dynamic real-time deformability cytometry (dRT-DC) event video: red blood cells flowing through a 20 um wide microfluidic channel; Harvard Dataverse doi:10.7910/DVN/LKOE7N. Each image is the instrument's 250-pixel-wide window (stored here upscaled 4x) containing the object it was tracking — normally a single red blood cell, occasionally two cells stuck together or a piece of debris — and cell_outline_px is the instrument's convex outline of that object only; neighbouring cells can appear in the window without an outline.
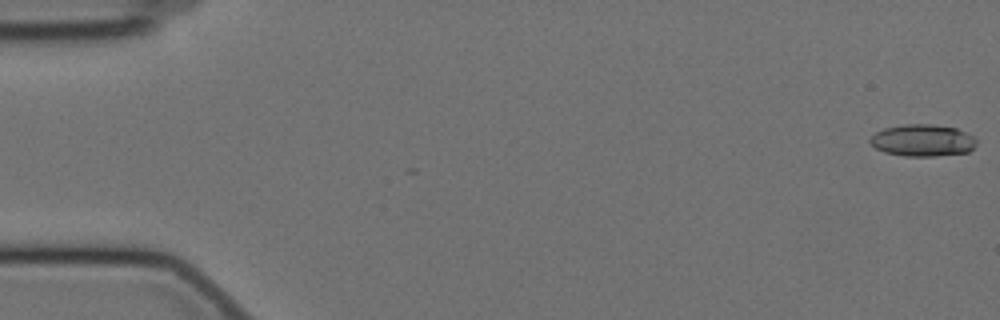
{"species": "Egyptian fruit bat (a non-hibernating species)", "species_latin": "Rousettus aegyptiacus", "temperature_condition": "cold", "stored_images_in_passage": 3, "camera_frame_rate_fps": 3000, "um_per_image_px": 0.085, "animal": {"sex": "female"}, "frame": {"image": 1, "passage_image": 1, "time_ms": 0.0, "image_size_px": [1000, 320], "cell_outline_px": [[976, 144], [968, 152], [932, 156], [904, 156], [884, 152], [876, 148], [868, 140], [876, 132], [884, 128], [904, 124], [932, 124], [956, 128], [972, 136], [976, 140]], "centroid_in_image_um": [78.4, 11.93], "position_along_channel_um": 6.6, "area_um2": 19.65}}